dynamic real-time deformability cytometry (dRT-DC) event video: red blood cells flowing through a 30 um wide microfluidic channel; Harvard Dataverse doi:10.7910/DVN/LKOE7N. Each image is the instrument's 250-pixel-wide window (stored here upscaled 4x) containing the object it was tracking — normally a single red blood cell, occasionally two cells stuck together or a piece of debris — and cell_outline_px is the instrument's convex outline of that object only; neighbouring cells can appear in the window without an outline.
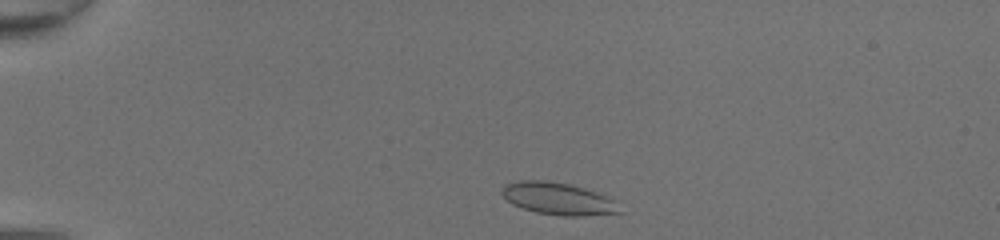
{"species": "common noctule bat (a hibernating species)", "species_latin": "Nyctalus noctula", "temperature_condition": "room temperature", "stored_images_in_passage": 39, "camera_frame_rate_fps": 3000, "um_per_image_px": 0.085, "animal": {"sex": "female", "body_mass_g": 20.0, "forearm_length_mm": 54.0}, "frame": {"image": 1, "passage_image": 2, "time_ms": 0.333, "image_size_px": [1000, 240], "cell_outline_px": [[624, 212], [580, 216], [560, 216], [536, 212], [512, 204], [500, 192], [504, 184], [520, 180], [544, 180], [568, 184], [584, 188], [608, 196]], "centroid_in_image_um": [47.42, 16.88], "position_along_channel_um": 37.6, "area_um2": 21.96}}
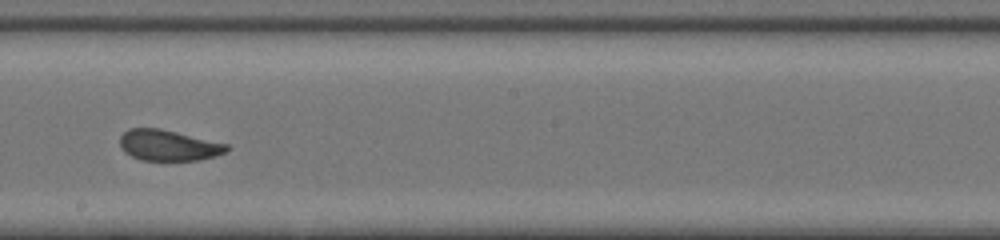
{"frame": {"image": 2, "passage_image": 20, "time_ms": 6.333, "image_size_px": [1000, 240], "cell_outline_px": [[232, 148], [216, 156], [200, 160], [140, 160], [124, 152], [120, 148], [120, 136], [128, 128], [160, 128], [228, 144]], "centroid_in_image_um": [14.31, 12.35], "position_along_channel_um": 233.9, "area_um2": 19.31}}
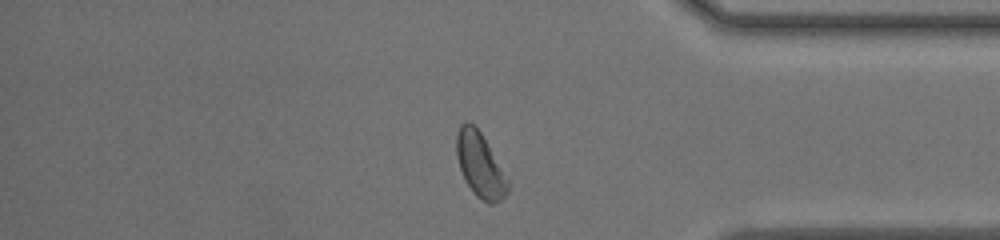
{"frame": {"image": 3, "passage_image": 32, "time_ms": 10.333, "image_size_px": [1000, 240], "cell_outline_px": [[508, 192], [500, 200], [492, 204], [488, 204], [476, 196], [472, 192], [464, 180], [456, 156], [456, 136], [460, 124], [464, 120], [468, 120], [480, 132], [508, 180]], "centroid_in_image_um": [40.76, 14.03], "position_along_channel_um": 394.4, "area_um2": 19.07}, "authors_computed_cell_mechanics": {"area_um2": 20.23, "velocity_mm_per_s": 4.3576, "shape_relaxation_time_tau1_ms": 6.9612, "shape_relaxation_time_tau2_ms": 0.7641, "deformation_change_tau1": 0.187, "deformation_change_tau2": 0.0521}}